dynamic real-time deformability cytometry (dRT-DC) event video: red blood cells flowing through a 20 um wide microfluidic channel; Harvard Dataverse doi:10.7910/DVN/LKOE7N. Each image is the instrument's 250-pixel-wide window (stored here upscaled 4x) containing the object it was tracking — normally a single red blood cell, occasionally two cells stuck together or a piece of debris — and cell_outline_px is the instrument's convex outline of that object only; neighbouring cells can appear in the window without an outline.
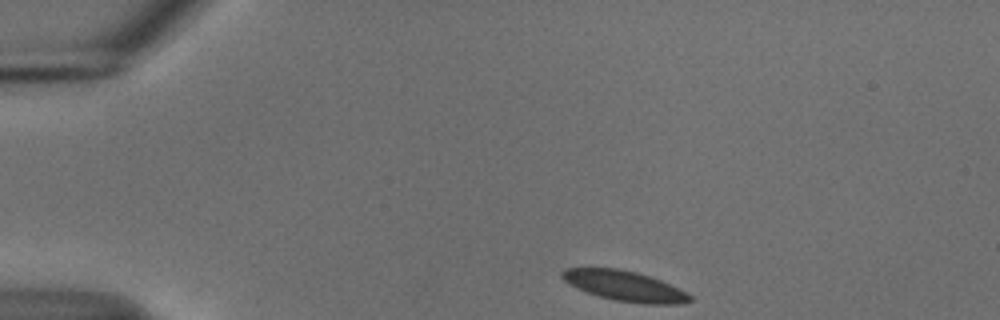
{"species": "common noctule bat (a hibernating species)", "species_latin": "Nyctalus noctula", "temperature_condition": "cold", "stored_images_in_passage": 45, "camera_frame_rate_fps": 3000, "um_per_image_px": 0.085, "animal": {"sex": "male", "body_mass_g": 18.8}, "frame": {"image": 1, "passage_image": 1, "time_ms": 0.0, "image_size_px": [1000, 320], "cell_outline_px": [[692, 300], [684, 304], [644, 304], [612, 300], [588, 292], [568, 284], [560, 276], [560, 272], [564, 268], [616, 268], [636, 272], [660, 280], [692, 296]], "centroid_in_image_um": [53.06, 24.31], "position_along_channel_um": 31.9, "area_um2": 22.31}}
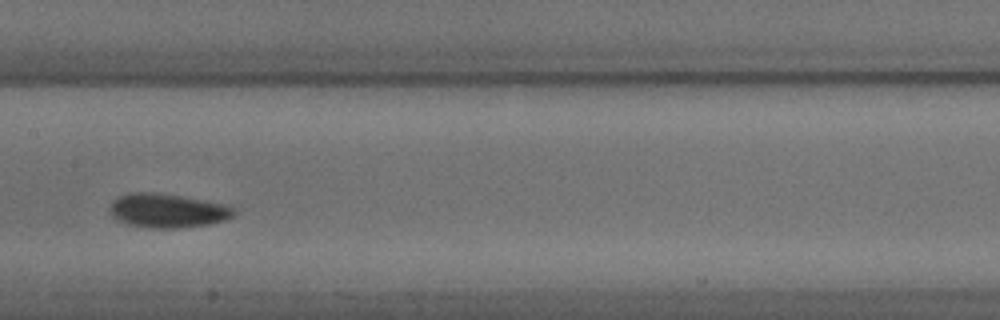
{"frame": {"image": 2, "passage_image": 19, "time_ms": 6.0, "image_size_px": [1000, 320], "cell_outline_px": [[236, 212], [232, 216], [224, 220], [208, 224], [180, 228], [152, 228], [128, 224], [116, 220], [112, 216], [108, 208], [120, 196], [132, 192], [156, 192], [232, 204], [236, 208]], "centroid_in_image_um": [14.3, 17.9], "position_along_channel_um": 193.1, "area_um2": 24.85}}
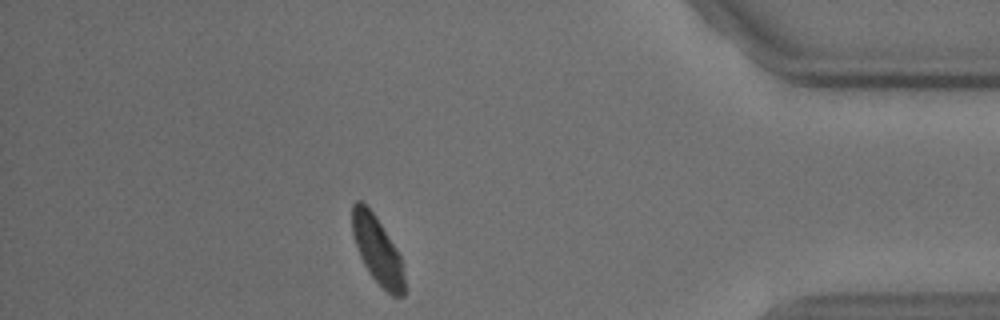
{"frame": {"image": 3, "passage_image": 39, "time_ms": 12.667, "image_size_px": [1000, 320], "cell_outline_px": [[408, 288], [404, 296], [392, 296], [368, 272], [360, 256], [352, 232], [352, 204], [356, 200], [360, 200], [376, 216], [396, 248], [400, 256]], "centroid_in_image_um": [32.11, 21.3], "position_along_channel_um": 403.1, "area_um2": 20.52}, "authors_computed_cell_mechanics": {"area_um2": 22.542, "velocity_mm_per_s": 3.6888, "shape_relaxation_time_tau1_ms": 2.6037, "shape_relaxation_time_tau2_ms": null, "deformation_change_tau1": 0.0774, "deformation_change_tau2": null}}